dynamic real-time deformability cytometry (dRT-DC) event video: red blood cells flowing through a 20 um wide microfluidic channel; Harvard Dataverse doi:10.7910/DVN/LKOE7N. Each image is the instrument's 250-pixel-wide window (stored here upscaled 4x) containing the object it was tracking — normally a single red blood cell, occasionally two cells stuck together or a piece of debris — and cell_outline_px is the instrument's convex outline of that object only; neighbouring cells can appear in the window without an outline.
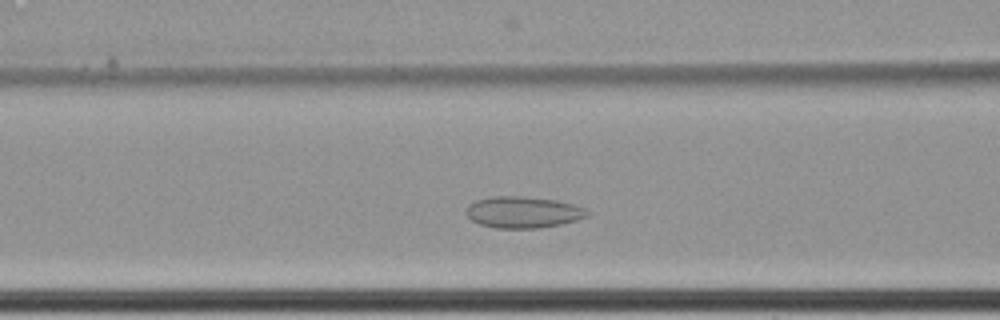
{"species": "common noctule bat (a hibernating species)", "species_latin": "Nyctalus noctula", "temperature_condition": "cold", "stored_images_in_passage": 44, "camera_frame_rate_fps": 3000, "um_per_image_px": 0.085, "animal": {"sex": "female", "body_mass_g": 22.7, "forearm_length_mm": 54.2}, "frame": {"image": 1, "passage_image": 16, "time_ms": 5.0, "image_size_px": [1000, 320], "cell_outline_px": [[592, 212], [588, 216], [576, 220], [560, 224], [536, 228], [496, 228], [480, 224], [472, 220], [464, 212], [464, 208], [468, 204], [476, 200], [492, 196], [520, 196], [556, 200], [572, 204], [584, 208]], "centroid_in_image_um": [44.43, 18.03], "position_along_channel_um": 122.2, "area_um2": 22.25}}
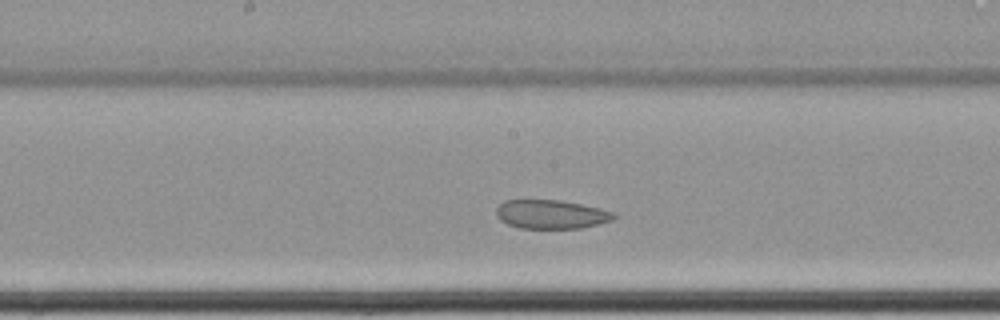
{"frame": {"image": 2, "passage_image": 23, "time_ms": 7.333, "image_size_px": [1000, 320], "cell_outline_px": [[616, 216], [612, 220], [580, 228], [520, 228], [508, 224], [500, 220], [496, 216], [496, 208], [504, 200], [560, 200], [600, 208], [612, 212]], "centroid_in_image_um": [46.8, 18.21], "position_along_channel_um": 201.4, "area_um2": 19.59}}
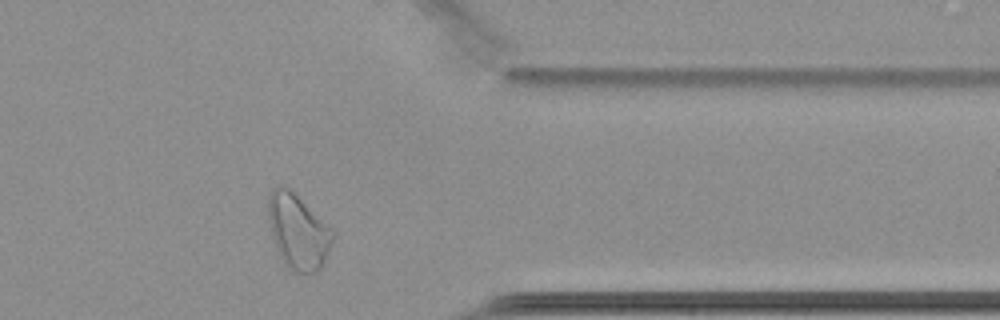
{"frame": {"image": 3, "passage_image": 40, "time_ms": 13.0, "image_size_px": [1000, 320], "cell_outline_px": [[332, 240], [328, 252], [320, 268], [316, 272], [292, 272], [284, 264], [276, 244], [268, 220], [268, 192], [272, 188], [280, 184], [284, 184], [332, 232]], "centroid_in_image_um": [25.26, 19.68], "position_along_channel_um": 386.1, "area_um2": 26.99}, "authors_computed_cell_mechanics": {"area_um2": 22.542, "velocity_mm_per_s": 3.4027, "shape_relaxation_time_tau1_ms": null, "shape_relaxation_time_tau2_ms": 3.4559, "deformation_change_tau1": null, "deformation_change_tau2": 0.0817}}